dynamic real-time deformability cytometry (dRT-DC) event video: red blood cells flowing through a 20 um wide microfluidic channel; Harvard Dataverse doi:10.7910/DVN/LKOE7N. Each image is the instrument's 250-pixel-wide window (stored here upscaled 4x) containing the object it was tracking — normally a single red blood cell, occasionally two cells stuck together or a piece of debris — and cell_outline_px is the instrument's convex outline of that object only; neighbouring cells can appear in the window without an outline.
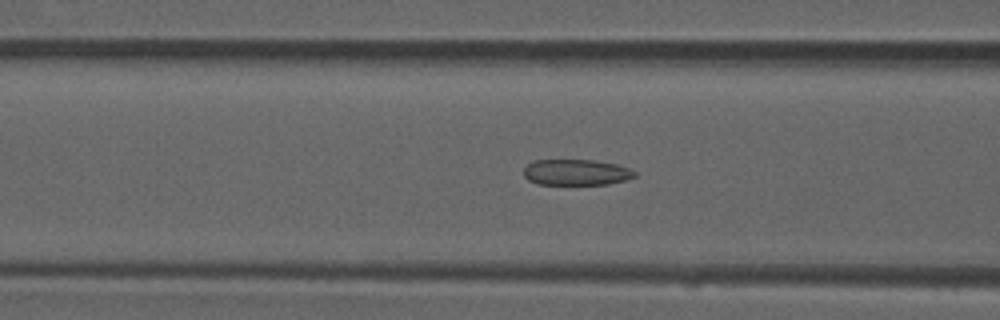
{"species": "common noctule bat (a hibernating species)", "species_latin": "Nyctalus noctula", "temperature_condition": "room temperature", "stored_images_in_passage": 52, "camera_frame_rate_fps": 3000, "um_per_image_px": 0.085, "animal": {"sex": "male", "forearm_length_mm": 52.5}, "frame": {"image": 1, "passage_image": 20, "time_ms": 6.333, "image_size_px": [1000, 320], "cell_outline_px": [[636, 176], [624, 180], [608, 184], [540, 184], [528, 180], [524, 176], [524, 168], [532, 160], [592, 160], [616, 164], [628, 168], [636, 172]], "centroid_in_image_um": [48.96, 14.64], "position_along_channel_um": 117.6, "area_um2": 16.65}}
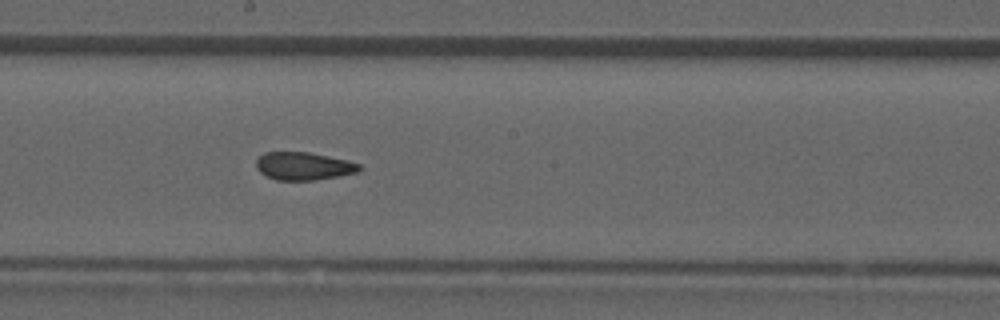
{"frame": {"image": 2, "passage_image": 28, "time_ms": 9.0, "image_size_px": [1000, 320], "cell_outline_px": [[360, 172], [340, 176], [316, 180], [276, 180], [260, 172], [256, 168], [256, 160], [264, 152], [308, 152], [344, 160], [360, 164]], "centroid_in_image_um": [25.79, 14.13], "position_along_channel_um": 222.4, "area_um2": 16.65}}
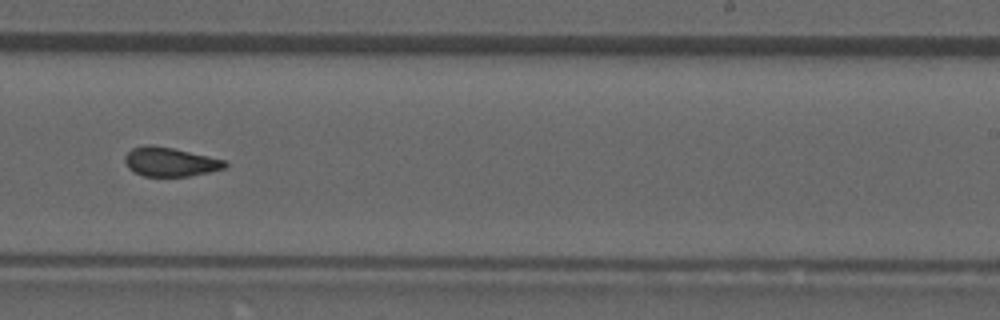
{"frame": {"image": 3, "passage_image": 32, "time_ms": 10.333, "image_size_px": [1000, 320], "cell_outline_px": [[228, 164], [224, 168], [208, 172], [188, 176], [144, 176], [128, 168], [124, 160], [124, 156], [132, 148], [144, 144], [152, 144], [172, 148], [208, 156], [224, 160]], "centroid_in_image_um": [14.42, 13.74], "position_along_channel_um": 274.6, "area_um2": 16.82}, "authors_computed_cell_mechanics": {"area_um2": 17.3978, "velocity_mm_per_s": 3.9328, "shape_relaxation_time_tau1_ms": null, "shape_relaxation_time_tau2_ms": 1.8678, "deformation_change_tau1": null, "deformation_change_tau2": 0.0779}}